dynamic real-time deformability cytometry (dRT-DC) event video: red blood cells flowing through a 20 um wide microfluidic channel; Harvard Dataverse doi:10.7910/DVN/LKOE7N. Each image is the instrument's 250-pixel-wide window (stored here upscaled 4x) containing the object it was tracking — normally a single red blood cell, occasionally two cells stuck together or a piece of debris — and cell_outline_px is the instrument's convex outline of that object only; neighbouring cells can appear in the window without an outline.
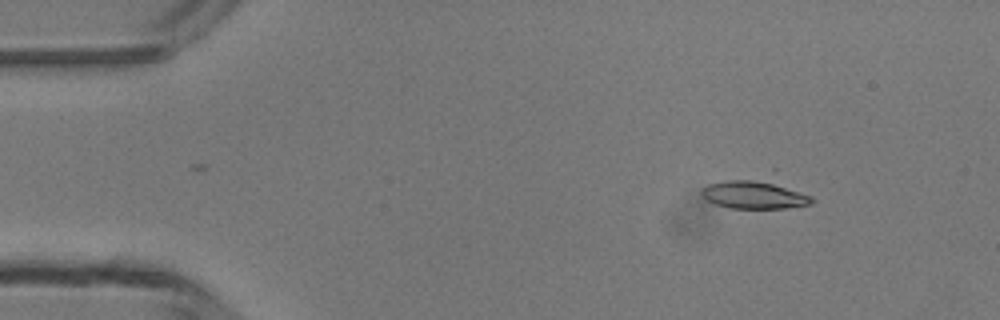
{"species": "common noctule bat (a hibernating species)", "species_latin": "Nyctalus noctula", "temperature_condition": "room temperature", "stored_images_in_passage": 2, "camera_frame_rate_fps": 3000, "um_per_image_px": 0.085, "animal": {"sex": "male", "body_mass_g": 13.3}, "frame": {"image": 1, "passage_image": 1, "time_ms": 0.0, "image_size_px": [1000, 320], "cell_outline_px": [[816, 200], [812, 204], [784, 208], [732, 208], [716, 204], [708, 200], [700, 192], [708, 184], [724, 180], [768, 180], [812, 196]], "centroid_in_image_um": [64.15, 16.55], "position_along_channel_um": 20.9, "area_um2": 17.86}}